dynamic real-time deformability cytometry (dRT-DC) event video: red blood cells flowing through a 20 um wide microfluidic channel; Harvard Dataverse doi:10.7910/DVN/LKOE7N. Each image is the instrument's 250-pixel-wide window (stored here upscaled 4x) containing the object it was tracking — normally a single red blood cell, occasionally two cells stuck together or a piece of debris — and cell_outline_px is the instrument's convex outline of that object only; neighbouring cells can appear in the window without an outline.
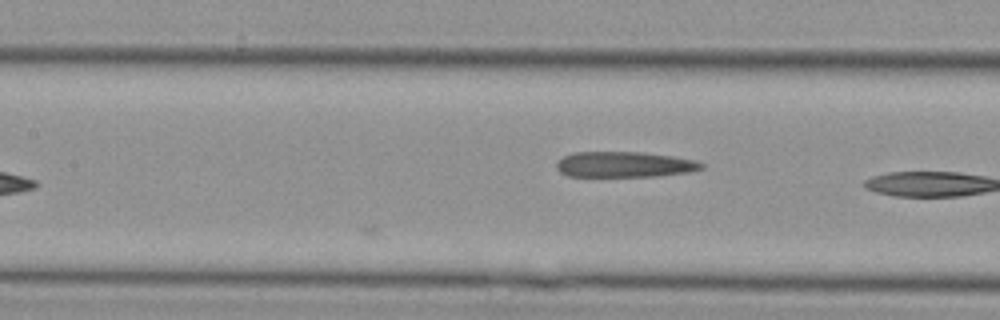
{"species": "Egyptian fruit bat (a non-hibernating species)", "species_latin": "Rousettus aegyptiacus", "temperature_condition": "cold", "stored_images_in_passage": 13, "camera_frame_rate_fps": 3000, "um_per_image_px": 0.085, "animal": {"sex": "female"}, "frame": {"image": 1, "passage_image": 13, "time_ms": 4.0, "image_size_px": [1000, 320], "cell_outline_px": [[704, 168], [692, 172], [656, 176], [568, 176], [560, 172], [556, 168], [556, 164], [564, 156], [572, 152], [644, 152], [672, 156], [696, 160], [704, 164]], "centroid_in_image_um": [53.11, 13.98], "position_along_channel_um": 154.3, "area_um2": 21.73}}